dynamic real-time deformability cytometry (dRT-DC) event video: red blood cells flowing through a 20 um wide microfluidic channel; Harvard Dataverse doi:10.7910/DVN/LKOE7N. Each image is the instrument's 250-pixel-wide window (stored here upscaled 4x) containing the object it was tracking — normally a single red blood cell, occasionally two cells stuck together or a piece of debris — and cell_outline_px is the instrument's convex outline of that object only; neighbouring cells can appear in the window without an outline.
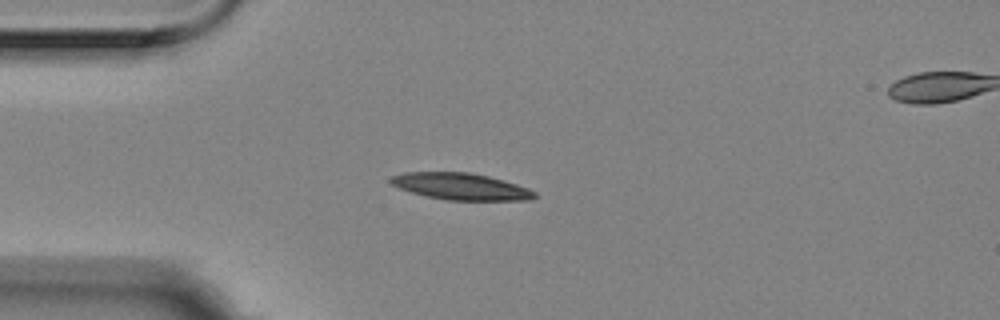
{"species": "Egyptian fruit bat (a non-hibernating species)", "species_latin": "Rousettus aegyptiacus", "temperature_condition": "room temperature", "stored_images_in_passage": 4, "segment_of_instrument_passage": [1, 2], "camera_frame_rate_fps": 3000, "um_per_image_px": 0.085, "animal": {"sex": "female"}, "frame": {"image": 1, "passage_image": 3, "time_ms": 0.667, "image_size_px": [1000, 320], "cell_outline_px": [[536, 196], [532, 200], [448, 200], [428, 196], [412, 192], [400, 188], [392, 184], [388, 180], [392, 176], [404, 172], [468, 172], [488, 176], [504, 180], [528, 188], [536, 192]], "centroid_in_image_um": [39.19, 15.84], "position_along_channel_um": 45.8, "area_um2": 22.25}}